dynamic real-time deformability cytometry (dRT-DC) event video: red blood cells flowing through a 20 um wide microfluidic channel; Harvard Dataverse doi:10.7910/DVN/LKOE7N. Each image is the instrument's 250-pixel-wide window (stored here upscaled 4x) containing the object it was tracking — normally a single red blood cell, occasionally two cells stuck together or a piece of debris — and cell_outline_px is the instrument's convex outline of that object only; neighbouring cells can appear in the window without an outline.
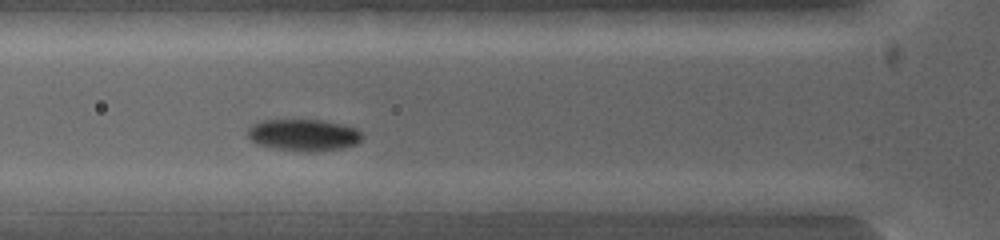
{"species": "common noctule bat (a hibernating species)", "species_latin": "Nyctalus noctula", "temperature_condition": "warm", "stored_images_in_passage": 5, "camera_frame_rate_fps": 5000, "um_per_image_px": 0.085, "animal": {"sex": "female", "body_mass_g": 19.0, "forearm_length_mm": 53.3}, "frame": {"image": 1, "passage_image": 2, "time_ms": 0.4, "image_size_px": [1000, 240], "cell_outline_px": [[588, 200], [564, 212], [508, 212], [496, 200], [544, 192], [580, 192]], "centroid_in_image_um": [46.19, 17.19], "position_along_channel_um": 79.6, "area_um2": 10.12}}